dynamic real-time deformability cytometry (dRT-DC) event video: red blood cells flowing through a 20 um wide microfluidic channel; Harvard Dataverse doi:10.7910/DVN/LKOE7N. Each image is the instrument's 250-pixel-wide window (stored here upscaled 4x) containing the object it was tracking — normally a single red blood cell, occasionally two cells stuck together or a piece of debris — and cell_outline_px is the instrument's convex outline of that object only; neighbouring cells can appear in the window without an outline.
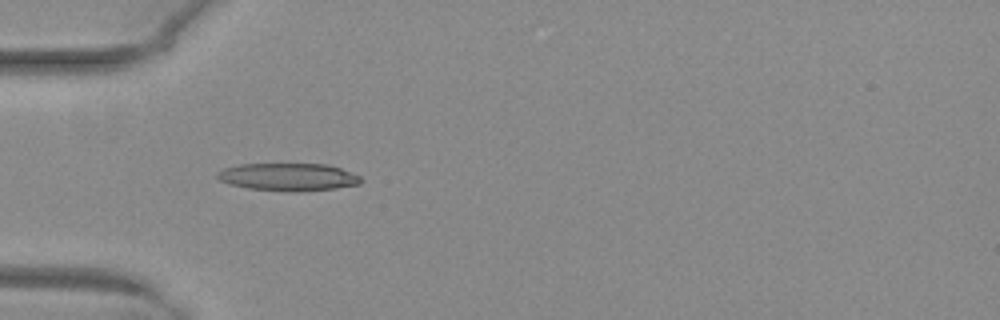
{"species": "common noctule bat (a hibernating species)", "species_latin": "Nyctalus noctula", "temperature_condition": "warm", "stored_images_in_passage": 37, "camera_frame_rate_fps": 3000, "um_per_image_px": 0.085, "animal": {"sex": "female", "body_mass_g": 29.2, "forearm_length_mm": 56.3}, "frame": {"image": 1, "passage_image": 2, "time_ms": 0.333, "image_size_px": [1000, 320], "cell_outline_px": [[364, 180], [360, 184], [336, 188], [300, 192], [292, 192], [248, 188], [228, 184], [220, 180], [216, 176], [216, 172], [224, 168], [240, 164], [328, 164], [340, 168], [360, 176]], "centroid_in_image_um": [24.51, 15.05], "position_along_channel_um": 60.5, "area_um2": 23.29}}
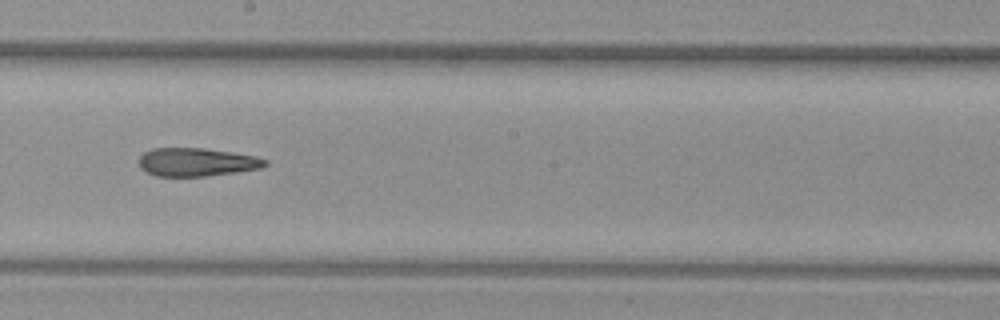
{"frame": {"image": 2, "passage_image": 15, "time_ms": 4.667, "image_size_px": [1000, 320], "cell_outline_px": [[268, 164], [260, 168], [236, 172], [204, 176], [156, 176], [140, 168], [140, 156], [144, 152], [152, 148], [204, 148], [232, 152], [256, 156], [268, 160]], "centroid_in_image_um": [16.73, 13.77], "position_along_channel_um": 231.5, "area_um2": 20.75}}
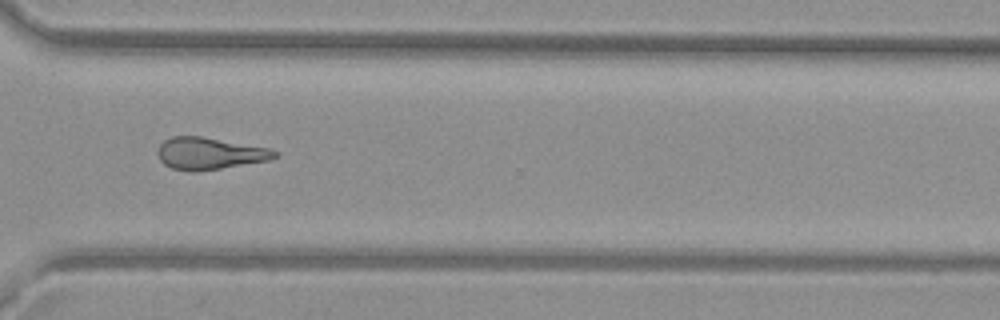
{"frame": {"image": 3, "passage_image": 24, "time_ms": 7.667, "image_size_px": [1000, 320], "cell_outline_px": [[280, 156], [268, 160], [196, 172], [192, 172], [172, 168], [164, 164], [160, 160], [156, 152], [160, 144], [164, 140], [172, 136], [200, 136], [268, 148], [280, 152]], "centroid_in_image_um": [17.79, 13.04], "position_along_channel_um": 352.8, "area_um2": 21.73}, "authors_computed_cell_mechanics": {"area_um2": 21.964, "velocity_mm_per_s": 4.0489, "shape_relaxation_time_tau1_ms": null, "shape_relaxation_time_tau2_ms": 6.7441, "deformation_change_tau1": null, "deformation_change_tau2": 0.2164}}